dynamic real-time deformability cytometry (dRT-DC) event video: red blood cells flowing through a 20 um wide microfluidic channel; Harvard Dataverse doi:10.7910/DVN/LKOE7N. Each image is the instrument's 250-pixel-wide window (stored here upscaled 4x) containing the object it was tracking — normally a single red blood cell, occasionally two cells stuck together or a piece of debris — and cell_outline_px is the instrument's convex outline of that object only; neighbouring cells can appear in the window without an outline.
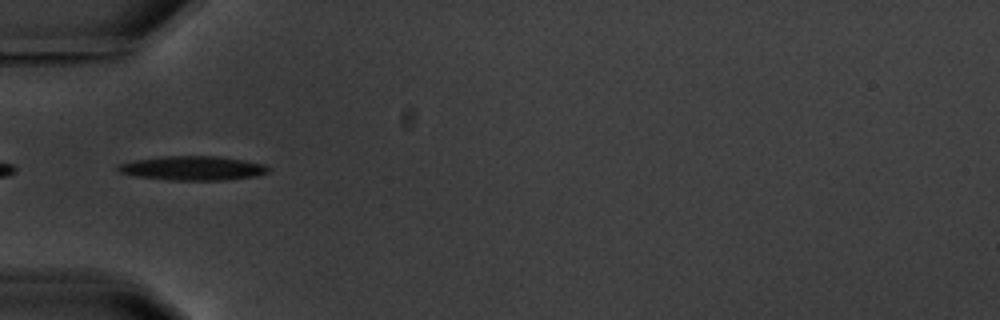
{"species": "common noctule bat (a hibernating species)", "species_latin": "Nyctalus noctula", "temperature_condition": "warm", "stored_images_in_passage": 8, "camera_frame_rate_fps": 3000, "um_per_image_px": 0.085, "animal": {"sex": "male", "body_mass_g": 20.1, "forearm_length_mm": 53.5}, "frame": {"image": 1, "passage_image": 4, "time_ms": 4.333, "image_size_px": [1000, 320], "cell_outline_px": [[268, 172], [256, 176], [224, 180], [168, 180], [136, 176], [120, 172], [116, 168], [120, 164], [136, 160], [160, 156], [220, 156], [244, 160], [264, 164], [268, 168]], "centroid_in_image_um": [16.39, 14.29], "position_along_channel_um": 68.6, "area_um2": 21.1}}